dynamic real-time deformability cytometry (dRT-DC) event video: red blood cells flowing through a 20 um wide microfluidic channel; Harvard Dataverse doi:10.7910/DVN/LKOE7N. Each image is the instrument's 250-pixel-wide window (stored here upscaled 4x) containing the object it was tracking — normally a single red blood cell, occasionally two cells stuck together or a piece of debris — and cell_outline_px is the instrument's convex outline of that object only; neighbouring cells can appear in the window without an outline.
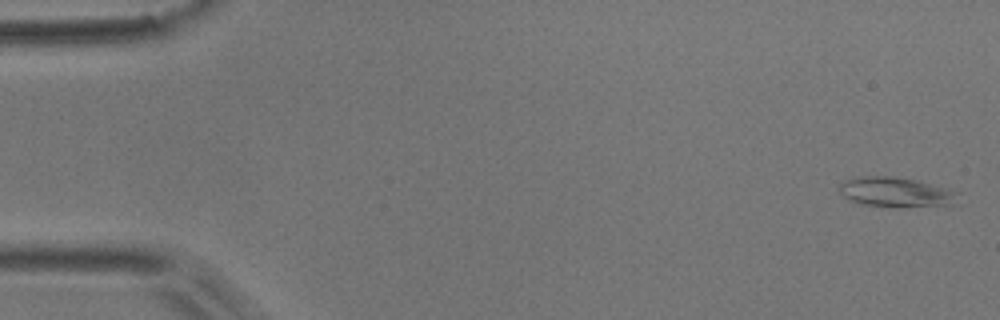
{"species": "common noctule bat (a hibernating species)", "species_latin": "Nyctalus noctula", "temperature_condition": "room temperature", "stored_images_in_passage": 5, "camera_frame_rate_fps": 3000, "um_per_image_px": 0.085, "animal": {"sex": "male", "body_mass_g": 17.9}, "frame": {"image": 1, "passage_image": 1, "time_ms": 0.0, "image_size_px": [1000, 320], "cell_outline_px": [[960, 192], [956, 204], [900, 208], [892, 208], [860, 204], [844, 196], [840, 192], [840, 184], [844, 180], [864, 176], [892, 176], [912, 180]], "centroid_in_image_um": [76.16, 16.36], "position_along_channel_um": 8.8, "area_um2": 20.63}}
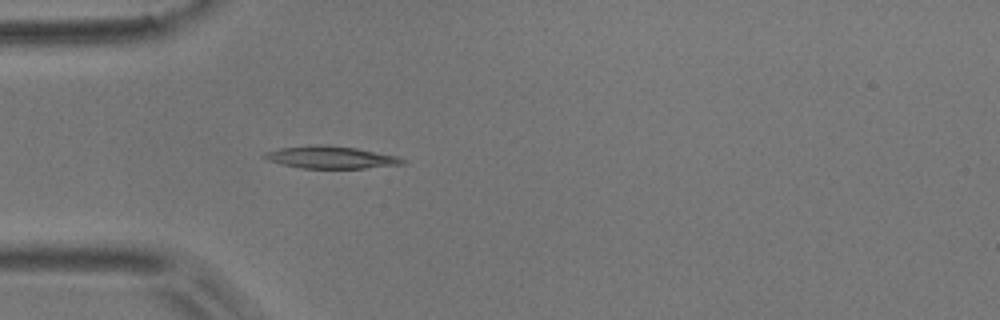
{"frame": {"image": 2, "passage_image": 5, "time_ms": 1.333, "image_size_px": [1000, 320], "cell_outline_px": [[408, 160], [404, 164], [364, 168], [300, 168], [280, 164], [268, 160], [260, 156], [264, 152], [280, 148], [316, 144], [328, 144], [356, 148], [396, 156]], "centroid_in_image_um": [28.08, 13.37], "position_along_channel_um": 56.9, "area_um2": 18.09}}